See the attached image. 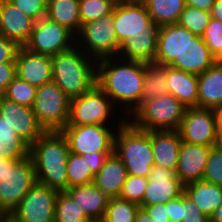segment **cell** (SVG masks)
Returning <instances> with one entry per match:
<instances>
[{
    "instance_id": "bcb514c9",
    "label": "cell",
    "mask_w": 222,
    "mask_h": 222,
    "mask_svg": "<svg viewBox=\"0 0 222 222\" xmlns=\"http://www.w3.org/2000/svg\"><path fill=\"white\" fill-rule=\"evenodd\" d=\"M170 222H182L183 217V194L178 198L172 199L165 203Z\"/></svg>"
},
{
    "instance_id": "7402d4cb",
    "label": "cell",
    "mask_w": 222,
    "mask_h": 222,
    "mask_svg": "<svg viewBox=\"0 0 222 222\" xmlns=\"http://www.w3.org/2000/svg\"><path fill=\"white\" fill-rule=\"evenodd\" d=\"M181 142L178 130L151 131L154 164L176 170Z\"/></svg>"
},
{
    "instance_id": "30bf717a",
    "label": "cell",
    "mask_w": 222,
    "mask_h": 222,
    "mask_svg": "<svg viewBox=\"0 0 222 222\" xmlns=\"http://www.w3.org/2000/svg\"><path fill=\"white\" fill-rule=\"evenodd\" d=\"M109 127L98 124L66 125L61 132L71 153L83 155L88 152H114L116 132Z\"/></svg>"
},
{
    "instance_id": "8fae6325",
    "label": "cell",
    "mask_w": 222,
    "mask_h": 222,
    "mask_svg": "<svg viewBox=\"0 0 222 222\" xmlns=\"http://www.w3.org/2000/svg\"><path fill=\"white\" fill-rule=\"evenodd\" d=\"M75 43L76 36L71 31L44 17L35 22L31 37L24 47L37 54L54 56L72 48Z\"/></svg>"
},
{
    "instance_id": "4316f807",
    "label": "cell",
    "mask_w": 222,
    "mask_h": 222,
    "mask_svg": "<svg viewBox=\"0 0 222 222\" xmlns=\"http://www.w3.org/2000/svg\"><path fill=\"white\" fill-rule=\"evenodd\" d=\"M158 33L138 34L127 38L120 46L118 58L125 60L154 62Z\"/></svg>"
},
{
    "instance_id": "7bdbcfd3",
    "label": "cell",
    "mask_w": 222,
    "mask_h": 222,
    "mask_svg": "<svg viewBox=\"0 0 222 222\" xmlns=\"http://www.w3.org/2000/svg\"><path fill=\"white\" fill-rule=\"evenodd\" d=\"M182 222H209V217L201 212L197 205L183 193Z\"/></svg>"
},
{
    "instance_id": "e575fe53",
    "label": "cell",
    "mask_w": 222,
    "mask_h": 222,
    "mask_svg": "<svg viewBox=\"0 0 222 222\" xmlns=\"http://www.w3.org/2000/svg\"><path fill=\"white\" fill-rule=\"evenodd\" d=\"M140 205L121 199L109 198L102 222H135Z\"/></svg>"
},
{
    "instance_id": "60d3db41",
    "label": "cell",
    "mask_w": 222,
    "mask_h": 222,
    "mask_svg": "<svg viewBox=\"0 0 222 222\" xmlns=\"http://www.w3.org/2000/svg\"><path fill=\"white\" fill-rule=\"evenodd\" d=\"M211 54L219 59L222 56V22L211 18L202 36Z\"/></svg>"
},
{
    "instance_id": "5bb4252c",
    "label": "cell",
    "mask_w": 222,
    "mask_h": 222,
    "mask_svg": "<svg viewBox=\"0 0 222 222\" xmlns=\"http://www.w3.org/2000/svg\"><path fill=\"white\" fill-rule=\"evenodd\" d=\"M178 132L183 142L208 147L217 146L219 136L213 109L187 108Z\"/></svg>"
},
{
    "instance_id": "f907efd6",
    "label": "cell",
    "mask_w": 222,
    "mask_h": 222,
    "mask_svg": "<svg viewBox=\"0 0 222 222\" xmlns=\"http://www.w3.org/2000/svg\"><path fill=\"white\" fill-rule=\"evenodd\" d=\"M214 116H215V122H216V131L218 133V136L222 135V104L215 107L213 109Z\"/></svg>"
},
{
    "instance_id": "e0dca14e",
    "label": "cell",
    "mask_w": 222,
    "mask_h": 222,
    "mask_svg": "<svg viewBox=\"0 0 222 222\" xmlns=\"http://www.w3.org/2000/svg\"><path fill=\"white\" fill-rule=\"evenodd\" d=\"M16 75L37 88L51 82V56L37 54L25 47H19L16 54Z\"/></svg>"
},
{
    "instance_id": "4dcf8cb0",
    "label": "cell",
    "mask_w": 222,
    "mask_h": 222,
    "mask_svg": "<svg viewBox=\"0 0 222 222\" xmlns=\"http://www.w3.org/2000/svg\"><path fill=\"white\" fill-rule=\"evenodd\" d=\"M30 146L0 116V158L25 159Z\"/></svg>"
},
{
    "instance_id": "277c9868",
    "label": "cell",
    "mask_w": 222,
    "mask_h": 222,
    "mask_svg": "<svg viewBox=\"0 0 222 222\" xmlns=\"http://www.w3.org/2000/svg\"><path fill=\"white\" fill-rule=\"evenodd\" d=\"M121 118L114 139V153L125 165L128 175L148 177L155 165L151 131L138 129L129 120Z\"/></svg>"
},
{
    "instance_id": "f546056e",
    "label": "cell",
    "mask_w": 222,
    "mask_h": 222,
    "mask_svg": "<svg viewBox=\"0 0 222 222\" xmlns=\"http://www.w3.org/2000/svg\"><path fill=\"white\" fill-rule=\"evenodd\" d=\"M143 94L139 103V108L150 100L160 95L168 94L167 88V66L155 62H143Z\"/></svg>"
},
{
    "instance_id": "2e32d148",
    "label": "cell",
    "mask_w": 222,
    "mask_h": 222,
    "mask_svg": "<svg viewBox=\"0 0 222 222\" xmlns=\"http://www.w3.org/2000/svg\"><path fill=\"white\" fill-rule=\"evenodd\" d=\"M0 116L29 146L45 132L32 108L12 102L5 97L0 101Z\"/></svg>"
},
{
    "instance_id": "836d02e7",
    "label": "cell",
    "mask_w": 222,
    "mask_h": 222,
    "mask_svg": "<svg viewBox=\"0 0 222 222\" xmlns=\"http://www.w3.org/2000/svg\"><path fill=\"white\" fill-rule=\"evenodd\" d=\"M68 188L93 183L94 174L88 167L87 155L69 153L67 158Z\"/></svg>"
},
{
    "instance_id": "cb8c5ba5",
    "label": "cell",
    "mask_w": 222,
    "mask_h": 222,
    "mask_svg": "<svg viewBox=\"0 0 222 222\" xmlns=\"http://www.w3.org/2000/svg\"><path fill=\"white\" fill-rule=\"evenodd\" d=\"M66 192L79 204L91 221H102L109 198L94 183L73 186Z\"/></svg>"
},
{
    "instance_id": "74e56055",
    "label": "cell",
    "mask_w": 222,
    "mask_h": 222,
    "mask_svg": "<svg viewBox=\"0 0 222 222\" xmlns=\"http://www.w3.org/2000/svg\"><path fill=\"white\" fill-rule=\"evenodd\" d=\"M37 87L26 81L19 79L17 76L7 86L3 97L22 106L31 108L36 98Z\"/></svg>"
},
{
    "instance_id": "1f68e13d",
    "label": "cell",
    "mask_w": 222,
    "mask_h": 222,
    "mask_svg": "<svg viewBox=\"0 0 222 222\" xmlns=\"http://www.w3.org/2000/svg\"><path fill=\"white\" fill-rule=\"evenodd\" d=\"M150 18L159 27L177 23L185 8V0H149L145 4Z\"/></svg>"
},
{
    "instance_id": "6da1fadb",
    "label": "cell",
    "mask_w": 222,
    "mask_h": 222,
    "mask_svg": "<svg viewBox=\"0 0 222 222\" xmlns=\"http://www.w3.org/2000/svg\"><path fill=\"white\" fill-rule=\"evenodd\" d=\"M119 59L117 56L97 60L96 84L109 96L115 108L120 105L118 109L122 108L129 120L139 109L143 94V62Z\"/></svg>"
},
{
    "instance_id": "5b68a950",
    "label": "cell",
    "mask_w": 222,
    "mask_h": 222,
    "mask_svg": "<svg viewBox=\"0 0 222 222\" xmlns=\"http://www.w3.org/2000/svg\"><path fill=\"white\" fill-rule=\"evenodd\" d=\"M186 109L177 98L168 93L145 102L129 121L141 130H178Z\"/></svg>"
},
{
    "instance_id": "6125c7cd",
    "label": "cell",
    "mask_w": 222,
    "mask_h": 222,
    "mask_svg": "<svg viewBox=\"0 0 222 222\" xmlns=\"http://www.w3.org/2000/svg\"><path fill=\"white\" fill-rule=\"evenodd\" d=\"M4 213L0 210V217L3 215Z\"/></svg>"
},
{
    "instance_id": "3957f363",
    "label": "cell",
    "mask_w": 222,
    "mask_h": 222,
    "mask_svg": "<svg viewBox=\"0 0 222 222\" xmlns=\"http://www.w3.org/2000/svg\"><path fill=\"white\" fill-rule=\"evenodd\" d=\"M52 81L71 100L80 97L96 84L97 61L74 45L51 56Z\"/></svg>"
},
{
    "instance_id": "7a4b0ae2",
    "label": "cell",
    "mask_w": 222,
    "mask_h": 222,
    "mask_svg": "<svg viewBox=\"0 0 222 222\" xmlns=\"http://www.w3.org/2000/svg\"><path fill=\"white\" fill-rule=\"evenodd\" d=\"M69 153L67 140L61 131H45L29 150L37 182L58 192L66 191Z\"/></svg>"
},
{
    "instance_id": "db71d44e",
    "label": "cell",
    "mask_w": 222,
    "mask_h": 222,
    "mask_svg": "<svg viewBox=\"0 0 222 222\" xmlns=\"http://www.w3.org/2000/svg\"><path fill=\"white\" fill-rule=\"evenodd\" d=\"M135 222H167V221H154L149 217L148 213L143 209L139 208L137 211Z\"/></svg>"
},
{
    "instance_id": "816d5d0a",
    "label": "cell",
    "mask_w": 222,
    "mask_h": 222,
    "mask_svg": "<svg viewBox=\"0 0 222 222\" xmlns=\"http://www.w3.org/2000/svg\"><path fill=\"white\" fill-rule=\"evenodd\" d=\"M21 159L0 158V178L6 173L8 164H17Z\"/></svg>"
},
{
    "instance_id": "d6986e66",
    "label": "cell",
    "mask_w": 222,
    "mask_h": 222,
    "mask_svg": "<svg viewBox=\"0 0 222 222\" xmlns=\"http://www.w3.org/2000/svg\"><path fill=\"white\" fill-rule=\"evenodd\" d=\"M196 35L188 29L175 24L159 27L157 38V51L155 63L169 66L176 58H179L186 45Z\"/></svg>"
},
{
    "instance_id": "9f6ffc18",
    "label": "cell",
    "mask_w": 222,
    "mask_h": 222,
    "mask_svg": "<svg viewBox=\"0 0 222 222\" xmlns=\"http://www.w3.org/2000/svg\"><path fill=\"white\" fill-rule=\"evenodd\" d=\"M0 222H18L11 214H3L0 217Z\"/></svg>"
},
{
    "instance_id": "ffe728a7",
    "label": "cell",
    "mask_w": 222,
    "mask_h": 222,
    "mask_svg": "<svg viewBox=\"0 0 222 222\" xmlns=\"http://www.w3.org/2000/svg\"><path fill=\"white\" fill-rule=\"evenodd\" d=\"M211 148L205 145L181 142L175 172L184 185L202 180Z\"/></svg>"
},
{
    "instance_id": "7c38bea8",
    "label": "cell",
    "mask_w": 222,
    "mask_h": 222,
    "mask_svg": "<svg viewBox=\"0 0 222 222\" xmlns=\"http://www.w3.org/2000/svg\"><path fill=\"white\" fill-rule=\"evenodd\" d=\"M113 25L118 43L138 34L158 33L159 26L152 21L145 5L119 0L113 11Z\"/></svg>"
},
{
    "instance_id": "f1b7e54d",
    "label": "cell",
    "mask_w": 222,
    "mask_h": 222,
    "mask_svg": "<svg viewBox=\"0 0 222 222\" xmlns=\"http://www.w3.org/2000/svg\"><path fill=\"white\" fill-rule=\"evenodd\" d=\"M79 9V0H47L46 17L76 36L81 28Z\"/></svg>"
},
{
    "instance_id": "f35d334b",
    "label": "cell",
    "mask_w": 222,
    "mask_h": 222,
    "mask_svg": "<svg viewBox=\"0 0 222 222\" xmlns=\"http://www.w3.org/2000/svg\"><path fill=\"white\" fill-rule=\"evenodd\" d=\"M148 183V177L128 175L124 182L119 198L140 204Z\"/></svg>"
},
{
    "instance_id": "8d00e7d4",
    "label": "cell",
    "mask_w": 222,
    "mask_h": 222,
    "mask_svg": "<svg viewBox=\"0 0 222 222\" xmlns=\"http://www.w3.org/2000/svg\"><path fill=\"white\" fill-rule=\"evenodd\" d=\"M119 0H79L81 25L112 14Z\"/></svg>"
},
{
    "instance_id": "f6af8a7d",
    "label": "cell",
    "mask_w": 222,
    "mask_h": 222,
    "mask_svg": "<svg viewBox=\"0 0 222 222\" xmlns=\"http://www.w3.org/2000/svg\"><path fill=\"white\" fill-rule=\"evenodd\" d=\"M16 62L0 63V93L4 94L7 86L16 77Z\"/></svg>"
},
{
    "instance_id": "52a82bcc",
    "label": "cell",
    "mask_w": 222,
    "mask_h": 222,
    "mask_svg": "<svg viewBox=\"0 0 222 222\" xmlns=\"http://www.w3.org/2000/svg\"><path fill=\"white\" fill-rule=\"evenodd\" d=\"M76 46L96 61L116 57L121 45L118 43L114 29L113 13L82 24L76 35Z\"/></svg>"
},
{
    "instance_id": "11a10c76",
    "label": "cell",
    "mask_w": 222,
    "mask_h": 222,
    "mask_svg": "<svg viewBox=\"0 0 222 222\" xmlns=\"http://www.w3.org/2000/svg\"><path fill=\"white\" fill-rule=\"evenodd\" d=\"M209 222H222V203L209 217Z\"/></svg>"
},
{
    "instance_id": "9a60e30c",
    "label": "cell",
    "mask_w": 222,
    "mask_h": 222,
    "mask_svg": "<svg viewBox=\"0 0 222 222\" xmlns=\"http://www.w3.org/2000/svg\"><path fill=\"white\" fill-rule=\"evenodd\" d=\"M184 193V184L176 176L175 170L153 165L148 175L144 197L139 205L166 203Z\"/></svg>"
},
{
    "instance_id": "ab89813d",
    "label": "cell",
    "mask_w": 222,
    "mask_h": 222,
    "mask_svg": "<svg viewBox=\"0 0 222 222\" xmlns=\"http://www.w3.org/2000/svg\"><path fill=\"white\" fill-rule=\"evenodd\" d=\"M202 180L222 187V150L218 146L210 149Z\"/></svg>"
},
{
    "instance_id": "7dc6e473",
    "label": "cell",
    "mask_w": 222,
    "mask_h": 222,
    "mask_svg": "<svg viewBox=\"0 0 222 222\" xmlns=\"http://www.w3.org/2000/svg\"><path fill=\"white\" fill-rule=\"evenodd\" d=\"M154 221H167L170 222L169 216L167 215V207L164 203H158L154 205H140Z\"/></svg>"
},
{
    "instance_id": "d4e9b609",
    "label": "cell",
    "mask_w": 222,
    "mask_h": 222,
    "mask_svg": "<svg viewBox=\"0 0 222 222\" xmlns=\"http://www.w3.org/2000/svg\"><path fill=\"white\" fill-rule=\"evenodd\" d=\"M167 88L186 108L197 107V75L167 66Z\"/></svg>"
},
{
    "instance_id": "6f0895ef",
    "label": "cell",
    "mask_w": 222,
    "mask_h": 222,
    "mask_svg": "<svg viewBox=\"0 0 222 222\" xmlns=\"http://www.w3.org/2000/svg\"><path fill=\"white\" fill-rule=\"evenodd\" d=\"M125 1L132 3V4L145 5L149 0H125Z\"/></svg>"
},
{
    "instance_id": "681fc988",
    "label": "cell",
    "mask_w": 222,
    "mask_h": 222,
    "mask_svg": "<svg viewBox=\"0 0 222 222\" xmlns=\"http://www.w3.org/2000/svg\"><path fill=\"white\" fill-rule=\"evenodd\" d=\"M216 0H185V5L198 8L202 11L211 12Z\"/></svg>"
},
{
    "instance_id": "680465c9",
    "label": "cell",
    "mask_w": 222,
    "mask_h": 222,
    "mask_svg": "<svg viewBox=\"0 0 222 222\" xmlns=\"http://www.w3.org/2000/svg\"><path fill=\"white\" fill-rule=\"evenodd\" d=\"M217 146L222 150V135L218 137Z\"/></svg>"
},
{
    "instance_id": "b9f144b4",
    "label": "cell",
    "mask_w": 222,
    "mask_h": 222,
    "mask_svg": "<svg viewBox=\"0 0 222 222\" xmlns=\"http://www.w3.org/2000/svg\"><path fill=\"white\" fill-rule=\"evenodd\" d=\"M35 22L46 17L47 0H9Z\"/></svg>"
},
{
    "instance_id": "44dd1931",
    "label": "cell",
    "mask_w": 222,
    "mask_h": 222,
    "mask_svg": "<svg viewBox=\"0 0 222 222\" xmlns=\"http://www.w3.org/2000/svg\"><path fill=\"white\" fill-rule=\"evenodd\" d=\"M217 59L200 36H195L186 45L181 56L176 58L169 66L187 73L200 75L209 69Z\"/></svg>"
},
{
    "instance_id": "9c48e42d",
    "label": "cell",
    "mask_w": 222,
    "mask_h": 222,
    "mask_svg": "<svg viewBox=\"0 0 222 222\" xmlns=\"http://www.w3.org/2000/svg\"><path fill=\"white\" fill-rule=\"evenodd\" d=\"M36 182L30 156L17 164H8L6 173L0 178V210L4 214H11Z\"/></svg>"
},
{
    "instance_id": "c3c4849f",
    "label": "cell",
    "mask_w": 222,
    "mask_h": 222,
    "mask_svg": "<svg viewBox=\"0 0 222 222\" xmlns=\"http://www.w3.org/2000/svg\"><path fill=\"white\" fill-rule=\"evenodd\" d=\"M111 153L113 152H88L83 155H87L88 167L91 169V172L96 175Z\"/></svg>"
},
{
    "instance_id": "d590c367",
    "label": "cell",
    "mask_w": 222,
    "mask_h": 222,
    "mask_svg": "<svg viewBox=\"0 0 222 222\" xmlns=\"http://www.w3.org/2000/svg\"><path fill=\"white\" fill-rule=\"evenodd\" d=\"M211 18V12L186 5L177 24L188 29L194 35L202 37Z\"/></svg>"
},
{
    "instance_id": "ac0fdd59",
    "label": "cell",
    "mask_w": 222,
    "mask_h": 222,
    "mask_svg": "<svg viewBox=\"0 0 222 222\" xmlns=\"http://www.w3.org/2000/svg\"><path fill=\"white\" fill-rule=\"evenodd\" d=\"M35 21L9 0H0V35L24 47L29 41Z\"/></svg>"
},
{
    "instance_id": "94428289",
    "label": "cell",
    "mask_w": 222,
    "mask_h": 222,
    "mask_svg": "<svg viewBox=\"0 0 222 222\" xmlns=\"http://www.w3.org/2000/svg\"><path fill=\"white\" fill-rule=\"evenodd\" d=\"M2 97H3V94L0 93V101H1Z\"/></svg>"
},
{
    "instance_id": "ee69618b",
    "label": "cell",
    "mask_w": 222,
    "mask_h": 222,
    "mask_svg": "<svg viewBox=\"0 0 222 222\" xmlns=\"http://www.w3.org/2000/svg\"><path fill=\"white\" fill-rule=\"evenodd\" d=\"M19 47L14 41L0 35V63L16 62Z\"/></svg>"
},
{
    "instance_id": "484cf974",
    "label": "cell",
    "mask_w": 222,
    "mask_h": 222,
    "mask_svg": "<svg viewBox=\"0 0 222 222\" xmlns=\"http://www.w3.org/2000/svg\"><path fill=\"white\" fill-rule=\"evenodd\" d=\"M198 78V103L197 107L210 108L222 104V65L216 61L209 69Z\"/></svg>"
},
{
    "instance_id": "8992f818",
    "label": "cell",
    "mask_w": 222,
    "mask_h": 222,
    "mask_svg": "<svg viewBox=\"0 0 222 222\" xmlns=\"http://www.w3.org/2000/svg\"><path fill=\"white\" fill-rule=\"evenodd\" d=\"M31 108L45 131H61L68 123L70 99L51 81L37 88Z\"/></svg>"
},
{
    "instance_id": "603a6c76",
    "label": "cell",
    "mask_w": 222,
    "mask_h": 222,
    "mask_svg": "<svg viewBox=\"0 0 222 222\" xmlns=\"http://www.w3.org/2000/svg\"><path fill=\"white\" fill-rule=\"evenodd\" d=\"M128 176L127 169L120 158L113 152L103 167L94 176V185L108 198L118 197Z\"/></svg>"
},
{
    "instance_id": "f5cc1de1",
    "label": "cell",
    "mask_w": 222,
    "mask_h": 222,
    "mask_svg": "<svg viewBox=\"0 0 222 222\" xmlns=\"http://www.w3.org/2000/svg\"><path fill=\"white\" fill-rule=\"evenodd\" d=\"M211 16L222 22V0H216L211 10Z\"/></svg>"
},
{
    "instance_id": "ba28073f",
    "label": "cell",
    "mask_w": 222,
    "mask_h": 222,
    "mask_svg": "<svg viewBox=\"0 0 222 222\" xmlns=\"http://www.w3.org/2000/svg\"><path fill=\"white\" fill-rule=\"evenodd\" d=\"M109 96L95 84L89 91L70 100L67 125H107L112 113H116ZM115 111V112H114Z\"/></svg>"
},
{
    "instance_id": "4fadbf2b",
    "label": "cell",
    "mask_w": 222,
    "mask_h": 222,
    "mask_svg": "<svg viewBox=\"0 0 222 222\" xmlns=\"http://www.w3.org/2000/svg\"><path fill=\"white\" fill-rule=\"evenodd\" d=\"M58 193L57 190L36 182L11 215L18 222H54Z\"/></svg>"
},
{
    "instance_id": "83f0119b",
    "label": "cell",
    "mask_w": 222,
    "mask_h": 222,
    "mask_svg": "<svg viewBox=\"0 0 222 222\" xmlns=\"http://www.w3.org/2000/svg\"><path fill=\"white\" fill-rule=\"evenodd\" d=\"M184 193L208 217L222 203V187L203 180L184 185Z\"/></svg>"
},
{
    "instance_id": "d6a6232c",
    "label": "cell",
    "mask_w": 222,
    "mask_h": 222,
    "mask_svg": "<svg viewBox=\"0 0 222 222\" xmlns=\"http://www.w3.org/2000/svg\"><path fill=\"white\" fill-rule=\"evenodd\" d=\"M54 222H91L83 208L66 192L57 194Z\"/></svg>"
},
{
    "instance_id": "91938a15",
    "label": "cell",
    "mask_w": 222,
    "mask_h": 222,
    "mask_svg": "<svg viewBox=\"0 0 222 222\" xmlns=\"http://www.w3.org/2000/svg\"><path fill=\"white\" fill-rule=\"evenodd\" d=\"M217 61L222 65V56Z\"/></svg>"
}]
</instances>
